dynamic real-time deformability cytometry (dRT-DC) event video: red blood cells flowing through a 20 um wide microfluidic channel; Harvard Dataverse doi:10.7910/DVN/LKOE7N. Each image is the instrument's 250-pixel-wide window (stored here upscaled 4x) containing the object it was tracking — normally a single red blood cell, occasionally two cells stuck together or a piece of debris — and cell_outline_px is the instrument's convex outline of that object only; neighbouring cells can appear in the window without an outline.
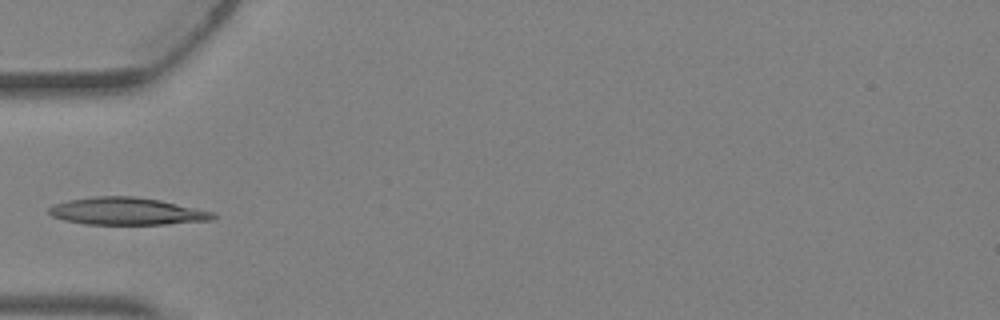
{"species": "Egyptian fruit bat (a non-hibernating species)", "species_latin": "Rousettus aegyptiacus", "temperature_condition": "warm", "stored_images_in_passage": 5, "camera_frame_rate_fps": 3000, "um_per_image_px": 0.085, "animal": {"sex": "female"}, "frame": {"image": 1, "passage_image": 5, "time_ms": 1.333, "image_size_px": [1000, 320], "cell_outline_px": [[216, 216], [212, 220], [164, 224], [84, 224], [64, 220], [52, 216], [48, 212], [48, 208], [52, 204], [68, 200], [96, 196], [132, 196], [160, 200], [216, 212]], "centroid_in_image_um": [10.77, 17.95], "position_along_channel_um": 74.2, "area_um2": 26.18}}